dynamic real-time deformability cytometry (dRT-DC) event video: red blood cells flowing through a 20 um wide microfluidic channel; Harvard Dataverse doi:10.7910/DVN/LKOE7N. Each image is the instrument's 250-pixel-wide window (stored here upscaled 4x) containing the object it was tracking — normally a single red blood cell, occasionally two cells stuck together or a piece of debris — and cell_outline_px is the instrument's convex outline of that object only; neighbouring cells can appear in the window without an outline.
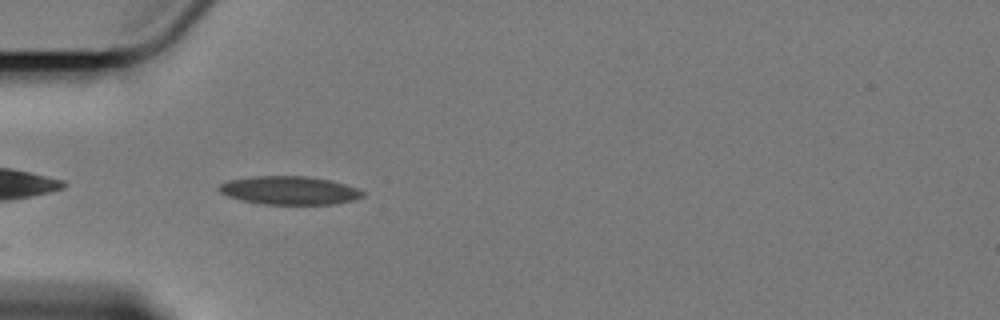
{"species": "Egyptian fruit bat (a non-hibernating species)", "species_latin": "Rousettus aegyptiacus", "temperature_condition": "cold", "stored_images_in_passage": 15, "camera_frame_rate_fps": 3000, "um_per_image_px": 0.085, "animal": {"sex": "female"}, "frame": {"image": 1, "passage_image": 1, "time_ms": 0.0, "image_size_px": [1000, 320], "cell_outline_px": [[364, 196], [352, 200], [332, 204], [264, 204], [244, 200], [228, 196], [220, 192], [216, 188], [220, 184], [228, 180], [252, 176], [308, 176], [332, 180], [356, 188], [364, 192]], "centroid_in_image_um": [24.58, 16.17], "position_along_channel_um": 60.4, "area_um2": 23.64}}
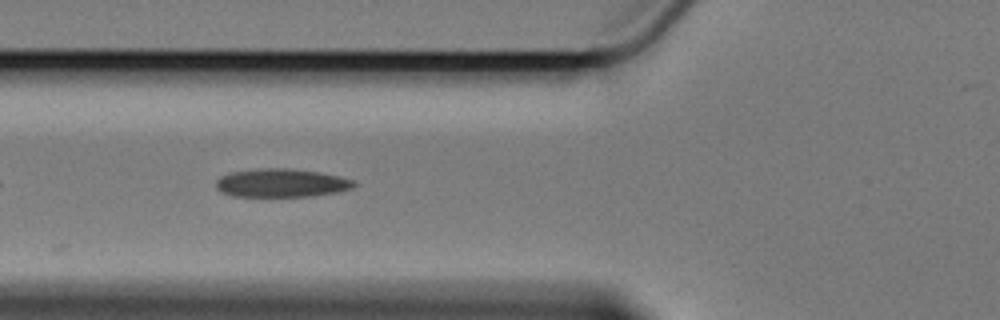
{"frame": {"image": 2, "passage_image": 5, "time_ms": 1.333, "image_size_px": [1000, 320], "cell_outline_px": [[356, 184], [352, 188], [340, 192], [312, 196], [232, 196], [220, 192], [216, 188], [216, 180], [220, 176], [232, 172], [268, 168], [288, 168], [320, 172], [340, 176], [352, 180]], "centroid_in_image_um": [23.92, 15.56], "position_along_channel_um": 101.9, "area_um2": 22.83}}
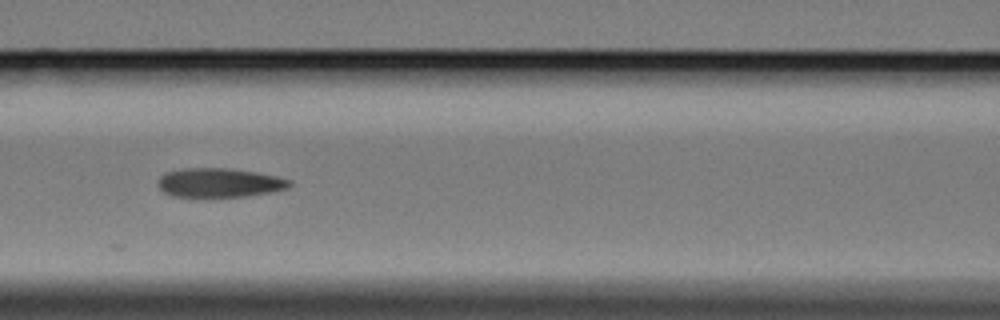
{"frame": {"image": 3, "passage_image": 9, "time_ms": 2.667, "image_size_px": [1000, 320], "cell_outline_px": [[292, 184], [288, 188], [272, 192], [244, 196], [172, 196], [164, 192], [160, 188], [160, 176], [164, 172], [184, 168], [228, 168], [256, 172], [276, 176], [292, 180]], "centroid_in_image_um": [18.68, 15.52], "position_along_channel_um": 147.9, "area_um2": 22.14}}